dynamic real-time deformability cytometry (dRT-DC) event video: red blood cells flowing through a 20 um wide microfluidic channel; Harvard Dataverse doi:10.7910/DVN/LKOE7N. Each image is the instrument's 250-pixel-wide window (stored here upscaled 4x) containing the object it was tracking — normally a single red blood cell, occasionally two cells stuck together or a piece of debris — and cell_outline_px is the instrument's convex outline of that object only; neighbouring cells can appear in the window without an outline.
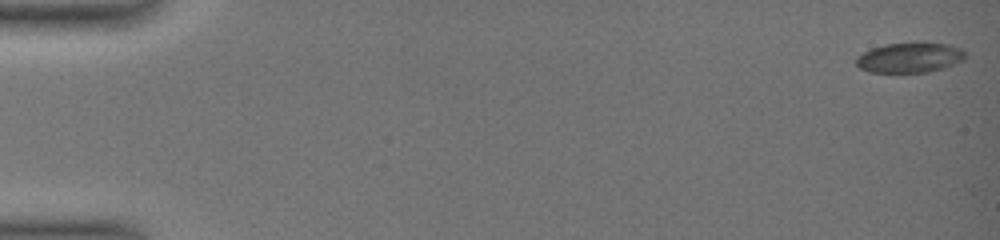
{"species": "common noctule bat (a hibernating species)", "species_latin": "Nyctalus noctula", "temperature_condition": "warm", "stored_images_in_passage": 50, "camera_frame_rate_fps": 3000, "um_per_image_px": 0.085, "animal": {"sex": "female", "body_mass_g": 19.0, "forearm_length_mm": 51.5}, "frame": {"image": 1, "passage_image": 1, "time_ms": 0.0, "image_size_px": [1000, 240], "cell_outline_px": [[964, 60], [944, 68], [928, 72], [868, 72], [860, 68], [856, 64], [856, 56], [872, 48], [888, 44], [924, 40], [948, 44], [960, 48], [964, 52]], "centroid_in_image_um": [77.34, 4.87], "position_along_channel_um": 7.7, "area_um2": 19.54}}
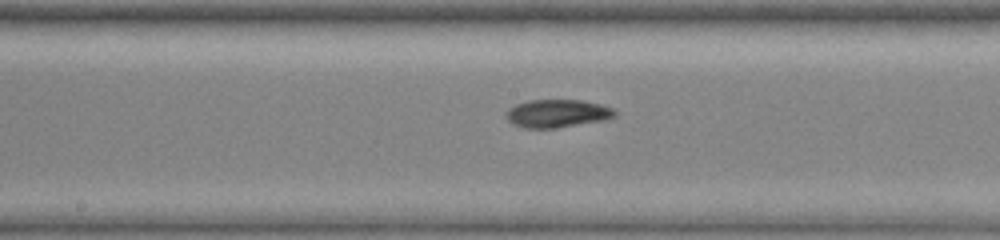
{"frame": {"image": 2, "passage_image": 29, "time_ms": 9.333, "image_size_px": [1000, 240], "cell_outline_px": [[616, 116], [604, 120], [556, 128], [524, 128], [512, 124], [504, 116], [508, 108], [516, 104], [528, 100], [580, 100], [600, 104], [616, 108]], "centroid_in_image_um": [47.36, 9.64], "position_along_channel_um": 200.8, "area_um2": 17.92}}
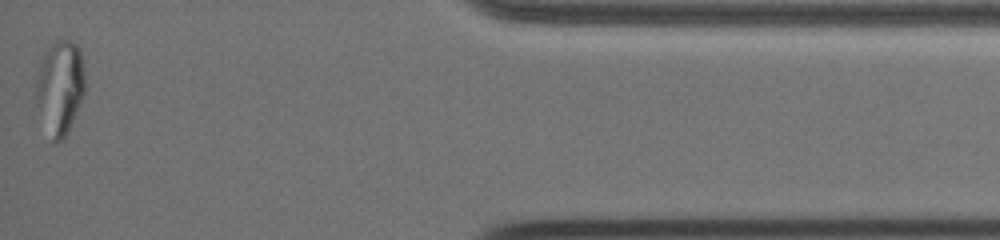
{"frame": {"image": 3, "passage_image": 50, "time_ms": 16.333, "image_size_px": [1000, 240], "cell_outline_px": [[84, 92], [68, 132], [64, 140], [56, 144], [52, 140], [36, 104], [36, 84], [40, 68], [44, 56], [48, 48], [56, 40], [72, 40], [80, 48], [84, 68]], "centroid_in_image_um": [5.12, 7.43], "position_along_channel_um": 430.1, "area_um2": 26.41}, "authors_computed_cell_mechanics": {"area_um2": 18.4382, "velocity_mm_per_s": 3.9313, "shape_relaxation_time_tau1_ms": null, "shape_relaxation_time_tau2_ms": 1.8873, "deformation_change_tau1": null, "deformation_change_tau2": 0.0369}}